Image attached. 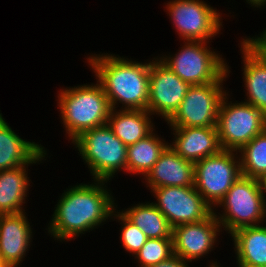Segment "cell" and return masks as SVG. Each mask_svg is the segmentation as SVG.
I'll return each instance as SVG.
<instances>
[{"label": "cell", "instance_id": "cell-33", "mask_svg": "<svg viewBox=\"0 0 266 267\" xmlns=\"http://www.w3.org/2000/svg\"><path fill=\"white\" fill-rule=\"evenodd\" d=\"M209 267H219L216 263L214 264V263H212V265L210 266L209 265Z\"/></svg>", "mask_w": 266, "mask_h": 267}, {"label": "cell", "instance_id": "cell-18", "mask_svg": "<svg viewBox=\"0 0 266 267\" xmlns=\"http://www.w3.org/2000/svg\"><path fill=\"white\" fill-rule=\"evenodd\" d=\"M150 113L147 110L111 109L108 125L127 147L145 138L153 131Z\"/></svg>", "mask_w": 266, "mask_h": 267}, {"label": "cell", "instance_id": "cell-1", "mask_svg": "<svg viewBox=\"0 0 266 267\" xmlns=\"http://www.w3.org/2000/svg\"><path fill=\"white\" fill-rule=\"evenodd\" d=\"M95 182V185L81 183L64 191L48 227V233L55 240H69L84 234L113 216L116 209L111 193L104 186L107 181Z\"/></svg>", "mask_w": 266, "mask_h": 267}, {"label": "cell", "instance_id": "cell-26", "mask_svg": "<svg viewBox=\"0 0 266 267\" xmlns=\"http://www.w3.org/2000/svg\"><path fill=\"white\" fill-rule=\"evenodd\" d=\"M118 213V214H114ZM113 217L121 220L123 228L121 229V241L126 251L133 253L134 256L139 252L145 242L148 240L146 235L133 223H131L122 213L114 211Z\"/></svg>", "mask_w": 266, "mask_h": 267}, {"label": "cell", "instance_id": "cell-8", "mask_svg": "<svg viewBox=\"0 0 266 267\" xmlns=\"http://www.w3.org/2000/svg\"><path fill=\"white\" fill-rule=\"evenodd\" d=\"M227 72L216 82L191 85L174 115L171 127H216L219 105L226 94L222 88Z\"/></svg>", "mask_w": 266, "mask_h": 267}, {"label": "cell", "instance_id": "cell-31", "mask_svg": "<svg viewBox=\"0 0 266 267\" xmlns=\"http://www.w3.org/2000/svg\"><path fill=\"white\" fill-rule=\"evenodd\" d=\"M0 267H11V266L0 260Z\"/></svg>", "mask_w": 266, "mask_h": 267}, {"label": "cell", "instance_id": "cell-4", "mask_svg": "<svg viewBox=\"0 0 266 267\" xmlns=\"http://www.w3.org/2000/svg\"><path fill=\"white\" fill-rule=\"evenodd\" d=\"M95 180L109 181L120 169L127 171V146L108 124L89 129L72 141Z\"/></svg>", "mask_w": 266, "mask_h": 267}, {"label": "cell", "instance_id": "cell-10", "mask_svg": "<svg viewBox=\"0 0 266 267\" xmlns=\"http://www.w3.org/2000/svg\"><path fill=\"white\" fill-rule=\"evenodd\" d=\"M166 8L184 42H207L222 26L220 14L201 0H172Z\"/></svg>", "mask_w": 266, "mask_h": 267}, {"label": "cell", "instance_id": "cell-28", "mask_svg": "<svg viewBox=\"0 0 266 267\" xmlns=\"http://www.w3.org/2000/svg\"><path fill=\"white\" fill-rule=\"evenodd\" d=\"M186 263L187 261L174 254L167 260L162 261L158 264L151 265L149 267H189Z\"/></svg>", "mask_w": 266, "mask_h": 267}, {"label": "cell", "instance_id": "cell-30", "mask_svg": "<svg viewBox=\"0 0 266 267\" xmlns=\"http://www.w3.org/2000/svg\"><path fill=\"white\" fill-rule=\"evenodd\" d=\"M261 184L264 192L266 193V176L263 179H261Z\"/></svg>", "mask_w": 266, "mask_h": 267}, {"label": "cell", "instance_id": "cell-15", "mask_svg": "<svg viewBox=\"0 0 266 267\" xmlns=\"http://www.w3.org/2000/svg\"><path fill=\"white\" fill-rule=\"evenodd\" d=\"M25 212L0 214V260L18 267L29 248L32 230Z\"/></svg>", "mask_w": 266, "mask_h": 267}, {"label": "cell", "instance_id": "cell-6", "mask_svg": "<svg viewBox=\"0 0 266 267\" xmlns=\"http://www.w3.org/2000/svg\"><path fill=\"white\" fill-rule=\"evenodd\" d=\"M227 93L219 105L217 132L222 150H240L266 129V115L247 102L227 103Z\"/></svg>", "mask_w": 266, "mask_h": 267}, {"label": "cell", "instance_id": "cell-27", "mask_svg": "<svg viewBox=\"0 0 266 267\" xmlns=\"http://www.w3.org/2000/svg\"><path fill=\"white\" fill-rule=\"evenodd\" d=\"M242 43L266 65V42L261 37L243 39Z\"/></svg>", "mask_w": 266, "mask_h": 267}, {"label": "cell", "instance_id": "cell-13", "mask_svg": "<svg viewBox=\"0 0 266 267\" xmlns=\"http://www.w3.org/2000/svg\"><path fill=\"white\" fill-rule=\"evenodd\" d=\"M221 227L213 212L202 221L177 225L172 232L174 254L188 262L208 254Z\"/></svg>", "mask_w": 266, "mask_h": 267}, {"label": "cell", "instance_id": "cell-9", "mask_svg": "<svg viewBox=\"0 0 266 267\" xmlns=\"http://www.w3.org/2000/svg\"><path fill=\"white\" fill-rule=\"evenodd\" d=\"M233 152L221 150L194 164L195 189L213 209L242 175L240 158L236 161Z\"/></svg>", "mask_w": 266, "mask_h": 267}, {"label": "cell", "instance_id": "cell-22", "mask_svg": "<svg viewBox=\"0 0 266 267\" xmlns=\"http://www.w3.org/2000/svg\"><path fill=\"white\" fill-rule=\"evenodd\" d=\"M121 213L136 225L148 239L173 238V228L164 214L152 203L137 204Z\"/></svg>", "mask_w": 266, "mask_h": 267}, {"label": "cell", "instance_id": "cell-29", "mask_svg": "<svg viewBox=\"0 0 266 267\" xmlns=\"http://www.w3.org/2000/svg\"><path fill=\"white\" fill-rule=\"evenodd\" d=\"M251 6L260 7L266 5V0H246Z\"/></svg>", "mask_w": 266, "mask_h": 267}, {"label": "cell", "instance_id": "cell-17", "mask_svg": "<svg viewBox=\"0 0 266 267\" xmlns=\"http://www.w3.org/2000/svg\"><path fill=\"white\" fill-rule=\"evenodd\" d=\"M44 147L20 138L0 114V170L35 164L46 155Z\"/></svg>", "mask_w": 266, "mask_h": 267}, {"label": "cell", "instance_id": "cell-14", "mask_svg": "<svg viewBox=\"0 0 266 267\" xmlns=\"http://www.w3.org/2000/svg\"><path fill=\"white\" fill-rule=\"evenodd\" d=\"M175 140L169 146L192 163L219 153L222 148L216 127H171Z\"/></svg>", "mask_w": 266, "mask_h": 267}, {"label": "cell", "instance_id": "cell-21", "mask_svg": "<svg viewBox=\"0 0 266 267\" xmlns=\"http://www.w3.org/2000/svg\"><path fill=\"white\" fill-rule=\"evenodd\" d=\"M244 82L247 103L254 105L266 115V65H264L242 42Z\"/></svg>", "mask_w": 266, "mask_h": 267}, {"label": "cell", "instance_id": "cell-32", "mask_svg": "<svg viewBox=\"0 0 266 267\" xmlns=\"http://www.w3.org/2000/svg\"><path fill=\"white\" fill-rule=\"evenodd\" d=\"M260 37L266 42V30L260 35Z\"/></svg>", "mask_w": 266, "mask_h": 267}, {"label": "cell", "instance_id": "cell-23", "mask_svg": "<svg viewBox=\"0 0 266 267\" xmlns=\"http://www.w3.org/2000/svg\"><path fill=\"white\" fill-rule=\"evenodd\" d=\"M154 134V135H153ZM153 131L145 138L127 147V172L142 174L144 177L169 146Z\"/></svg>", "mask_w": 266, "mask_h": 267}, {"label": "cell", "instance_id": "cell-24", "mask_svg": "<svg viewBox=\"0 0 266 267\" xmlns=\"http://www.w3.org/2000/svg\"><path fill=\"white\" fill-rule=\"evenodd\" d=\"M240 152L241 174L261 180L266 176V129L244 145Z\"/></svg>", "mask_w": 266, "mask_h": 267}, {"label": "cell", "instance_id": "cell-12", "mask_svg": "<svg viewBox=\"0 0 266 267\" xmlns=\"http://www.w3.org/2000/svg\"><path fill=\"white\" fill-rule=\"evenodd\" d=\"M191 85L179 78L160 59H154L149 73L147 111L168 121L180 106Z\"/></svg>", "mask_w": 266, "mask_h": 267}, {"label": "cell", "instance_id": "cell-11", "mask_svg": "<svg viewBox=\"0 0 266 267\" xmlns=\"http://www.w3.org/2000/svg\"><path fill=\"white\" fill-rule=\"evenodd\" d=\"M151 190L158 200L153 204L164 214L172 228L202 221L213 212L195 186H168Z\"/></svg>", "mask_w": 266, "mask_h": 267}, {"label": "cell", "instance_id": "cell-20", "mask_svg": "<svg viewBox=\"0 0 266 267\" xmlns=\"http://www.w3.org/2000/svg\"><path fill=\"white\" fill-rule=\"evenodd\" d=\"M26 165L28 168L29 164H25L10 170H0V214L24 211L22 205L30 186Z\"/></svg>", "mask_w": 266, "mask_h": 267}, {"label": "cell", "instance_id": "cell-2", "mask_svg": "<svg viewBox=\"0 0 266 267\" xmlns=\"http://www.w3.org/2000/svg\"><path fill=\"white\" fill-rule=\"evenodd\" d=\"M88 59L111 109L119 101L125 106L122 109L147 110L151 61L143 64L112 54L93 55Z\"/></svg>", "mask_w": 266, "mask_h": 267}, {"label": "cell", "instance_id": "cell-5", "mask_svg": "<svg viewBox=\"0 0 266 267\" xmlns=\"http://www.w3.org/2000/svg\"><path fill=\"white\" fill-rule=\"evenodd\" d=\"M263 192L261 180L241 175L217 204L222 205L225 213L217 216L213 210L220 226L230 234L244 227L258 226L265 218Z\"/></svg>", "mask_w": 266, "mask_h": 267}, {"label": "cell", "instance_id": "cell-16", "mask_svg": "<svg viewBox=\"0 0 266 267\" xmlns=\"http://www.w3.org/2000/svg\"><path fill=\"white\" fill-rule=\"evenodd\" d=\"M147 187L194 186V163L183 159L170 146L145 176Z\"/></svg>", "mask_w": 266, "mask_h": 267}, {"label": "cell", "instance_id": "cell-7", "mask_svg": "<svg viewBox=\"0 0 266 267\" xmlns=\"http://www.w3.org/2000/svg\"><path fill=\"white\" fill-rule=\"evenodd\" d=\"M208 42L187 41L175 56L160 60L179 78L190 85H202L218 81L229 68L222 56L206 46Z\"/></svg>", "mask_w": 266, "mask_h": 267}, {"label": "cell", "instance_id": "cell-19", "mask_svg": "<svg viewBox=\"0 0 266 267\" xmlns=\"http://www.w3.org/2000/svg\"><path fill=\"white\" fill-rule=\"evenodd\" d=\"M239 267H266V226H251L231 234Z\"/></svg>", "mask_w": 266, "mask_h": 267}, {"label": "cell", "instance_id": "cell-25", "mask_svg": "<svg viewBox=\"0 0 266 267\" xmlns=\"http://www.w3.org/2000/svg\"><path fill=\"white\" fill-rule=\"evenodd\" d=\"M174 255L173 238L148 239L135 255L141 267H149Z\"/></svg>", "mask_w": 266, "mask_h": 267}, {"label": "cell", "instance_id": "cell-3", "mask_svg": "<svg viewBox=\"0 0 266 267\" xmlns=\"http://www.w3.org/2000/svg\"><path fill=\"white\" fill-rule=\"evenodd\" d=\"M58 105L72 141L86 130L108 123L111 107L100 83L60 90Z\"/></svg>", "mask_w": 266, "mask_h": 267}]
</instances>
